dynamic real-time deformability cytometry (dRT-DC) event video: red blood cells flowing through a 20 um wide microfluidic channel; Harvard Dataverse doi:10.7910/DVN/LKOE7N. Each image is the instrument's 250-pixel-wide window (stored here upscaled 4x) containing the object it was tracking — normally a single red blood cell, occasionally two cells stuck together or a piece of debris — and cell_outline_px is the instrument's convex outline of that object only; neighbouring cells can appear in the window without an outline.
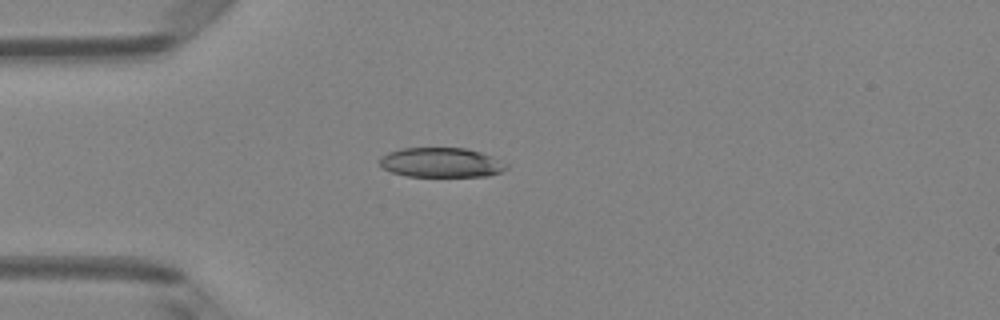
{"species": "Egyptian fruit bat (a non-hibernating species)", "species_latin": "Rousettus aegyptiacus", "temperature_condition": "room temperature", "stored_images_in_passage": 5, "camera_frame_rate_fps": 3000, "um_per_image_px": 0.085, "animal": {"sex": "female"}, "frame": {"image": 1, "passage_image": 3, "time_ms": 0.667, "image_size_px": [1000, 320], "cell_outline_px": [[508, 168], [500, 172], [488, 176], [408, 176], [392, 172], [384, 168], [380, 164], [380, 156], [388, 152], [400, 148], [468, 148], [492, 156], [508, 164]], "centroid_in_image_um": [37.51, 13.81], "position_along_channel_um": 47.5, "area_um2": 21.91}}
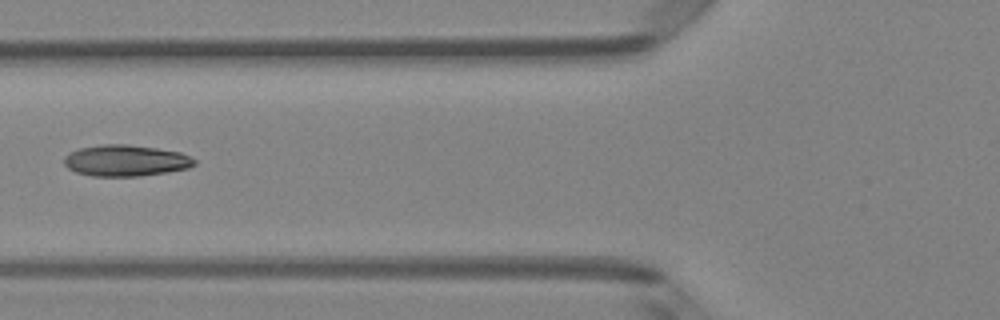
{"frame": {"image": 2, "passage_image": 5, "time_ms": 1.333, "image_size_px": [1000, 320], "cell_outline_px": [[196, 164], [188, 168], [168, 172], [140, 176], [92, 176], [76, 172], [68, 168], [64, 164], [64, 156], [68, 152], [80, 148], [100, 144], [128, 144], [156, 148], [180, 152], [196, 160]], "centroid_in_image_um": [10.66, 13.64], "position_along_channel_um": 115.1, "area_um2": 23.87}}